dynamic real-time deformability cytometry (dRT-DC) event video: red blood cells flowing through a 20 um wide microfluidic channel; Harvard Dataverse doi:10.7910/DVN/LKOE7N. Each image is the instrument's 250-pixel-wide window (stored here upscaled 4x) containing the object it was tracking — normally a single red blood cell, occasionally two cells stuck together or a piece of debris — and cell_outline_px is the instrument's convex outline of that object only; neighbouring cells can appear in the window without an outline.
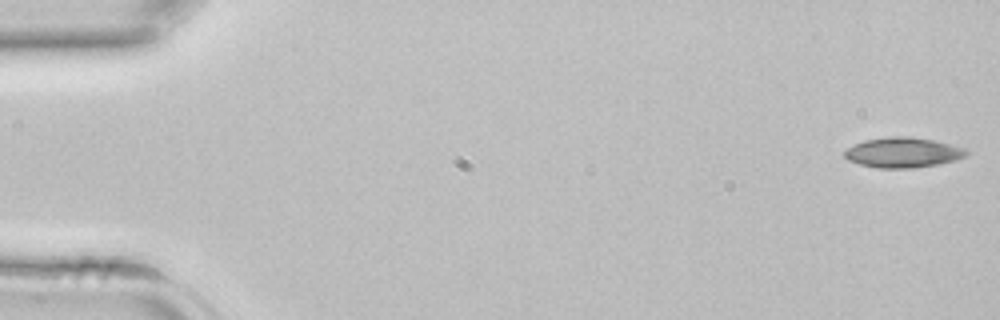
{"species": "common noctule bat (a hibernating species)", "species_latin": "Nyctalus noctula", "temperature_condition": "room temperature", "stored_images_in_passage": 42, "camera_frame_rate_fps": 3000, "um_per_image_px": 0.085, "animal": {"sex": "female", "body_mass_g": 22.7, "forearm_length_mm": 54.2}, "frame": {"image": 1, "passage_image": 1, "time_ms": 0.0, "image_size_px": [1000, 320], "cell_outline_px": [[968, 152], [964, 156], [956, 160], [936, 164], [912, 168], [876, 168], [860, 164], [848, 160], [844, 156], [844, 152], [852, 144], [864, 140], [888, 136], [908, 136], [932, 140], [964, 148]], "centroid_in_image_um": [76.69, 12.96], "position_along_channel_um": 8.3, "area_um2": 21.27}}
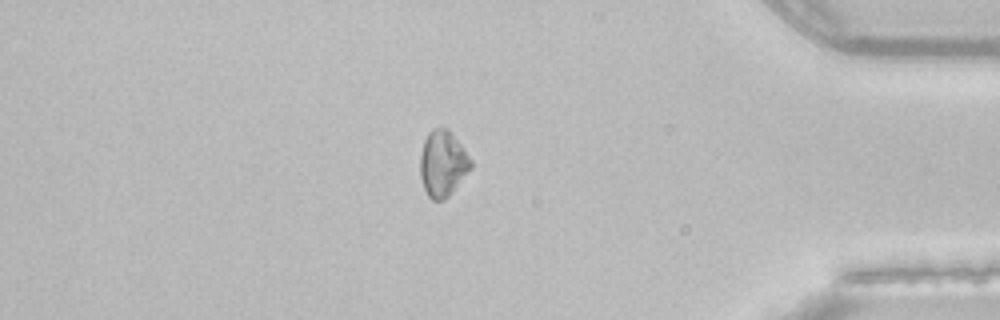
{"frame": {"image": 2, "passage_image": 36, "time_ms": 11.667, "image_size_px": [1000, 320], "cell_outline_px": [[472, 168], [452, 192], [444, 200], [432, 200], [428, 196], [424, 188], [420, 176], [420, 156], [424, 140], [428, 132], [432, 128], [448, 128], [472, 160]], "centroid_in_image_um": [37.63, 13.9], "position_along_channel_um": 397.6, "area_um2": 19.48}}
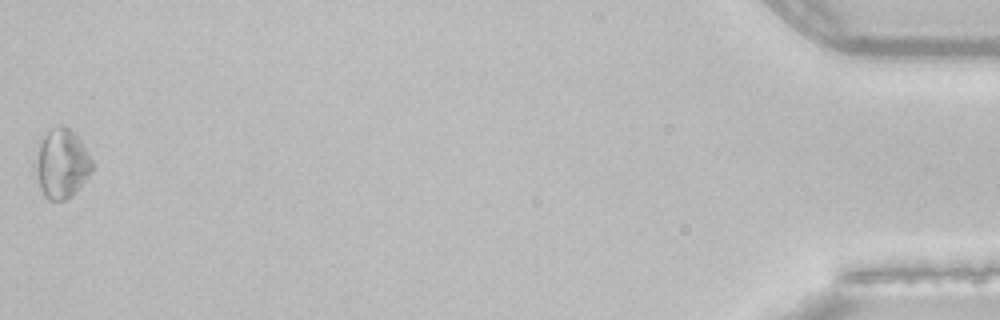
{"frame": {"image": 3, "passage_image": 42, "time_ms": 13.667, "image_size_px": [1000, 320], "cell_outline_px": [[92, 168], [84, 180], [72, 196], [64, 200], [48, 200], [44, 196], [40, 188], [36, 172], [36, 168], [40, 144], [44, 136], [52, 128], [68, 128], [80, 140], [88, 152], [92, 160]], "centroid_in_image_um": [5.26, 13.96], "position_along_channel_um": 429.9, "area_um2": 21.85}}